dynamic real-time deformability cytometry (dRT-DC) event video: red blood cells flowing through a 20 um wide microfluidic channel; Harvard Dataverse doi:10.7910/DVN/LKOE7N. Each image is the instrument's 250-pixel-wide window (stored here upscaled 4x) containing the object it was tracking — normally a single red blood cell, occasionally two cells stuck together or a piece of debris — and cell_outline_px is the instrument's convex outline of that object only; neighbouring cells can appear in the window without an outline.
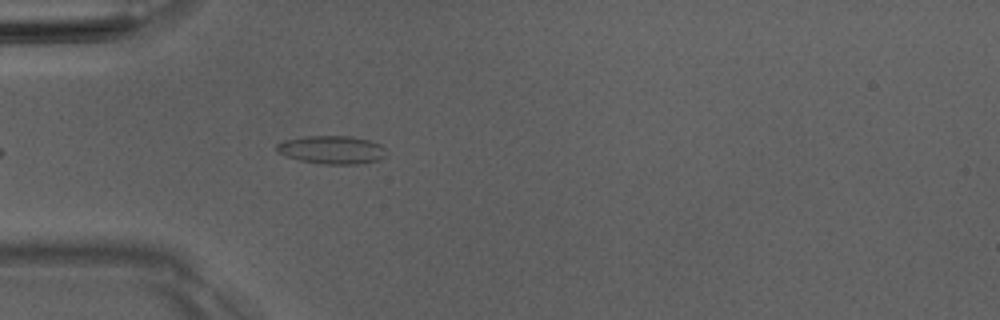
{"species": "Egyptian fruit bat (a non-hibernating species)", "species_latin": "Rousettus aegyptiacus", "temperature_condition": "room temperature", "stored_images_in_passage": 4, "camera_frame_rate_fps": 3000, "um_per_image_px": 0.085, "animal": {"sex": "male"}, "frame": {"image": 1, "passage_image": 4, "time_ms": 3.333, "image_size_px": [1000, 320], "cell_outline_px": [[384, 156], [380, 160], [356, 164], [324, 164], [300, 160], [276, 152], [276, 144], [284, 140], [304, 136], [352, 136], [368, 140], [380, 144], [384, 148]], "centroid_in_image_um": [28.18, 12.72], "position_along_channel_um": 56.8, "area_um2": 17.92}}